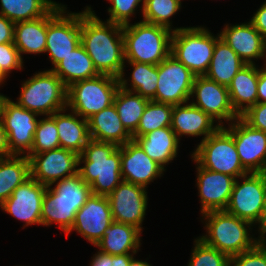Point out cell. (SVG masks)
Masks as SVG:
<instances>
[{"mask_svg":"<svg viewBox=\"0 0 266 266\" xmlns=\"http://www.w3.org/2000/svg\"><path fill=\"white\" fill-rule=\"evenodd\" d=\"M81 44L99 74L124 75L123 26L101 21L91 7L80 13Z\"/></svg>","mask_w":266,"mask_h":266,"instance_id":"1","label":"cell"},{"mask_svg":"<svg viewBox=\"0 0 266 266\" xmlns=\"http://www.w3.org/2000/svg\"><path fill=\"white\" fill-rule=\"evenodd\" d=\"M78 168L81 178L91 187L92 194L108 196L122 181L121 146L90 139L81 155Z\"/></svg>","mask_w":266,"mask_h":266,"instance_id":"2","label":"cell"},{"mask_svg":"<svg viewBox=\"0 0 266 266\" xmlns=\"http://www.w3.org/2000/svg\"><path fill=\"white\" fill-rule=\"evenodd\" d=\"M172 30L166 27L140 21L123 26L126 62L158 65L171 52Z\"/></svg>","mask_w":266,"mask_h":266,"instance_id":"3","label":"cell"},{"mask_svg":"<svg viewBox=\"0 0 266 266\" xmlns=\"http://www.w3.org/2000/svg\"><path fill=\"white\" fill-rule=\"evenodd\" d=\"M202 215L206 218L205 227L208 236L206 234L199 239L229 257L241 254L259 242V239L249 235L248 231L253 226L249 221L229 214L225 210L209 211Z\"/></svg>","mask_w":266,"mask_h":266,"instance_id":"4","label":"cell"},{"mask_svg":"<svg viewBox=\"0 0 266 266\" xmlns=\"http://www.w3.org/2000/svg\"><path fill=\"white\" fill-rule=\"evenodd\" d=\"M68 88L52 70L38 72L21 87L19 106L37 115H52L67 109Z\"/></svg>","mask_w":266,"mask_h":266,"instance_id":"5","label":"cell"},{"mask_svg":"<svg viewBox=\"0 0 266 266\" xmlns=\"http://www.w3.org/2000/svg\"><path fill=\"white\" fill-rule=\"evenodd\" d=\"M204 27L176 28L171 37V52L195 76H204L209 68L216 41Z\"/></svg>","mask_w":266,"mask_h":266,"instance_id":"6","label":"cell"},{"mask_svg":"<svg viewBox=\"0 0 266 266\" xmlns=\"http://www.w3.org/2000/svg\"><path fill=\"white\" fill-rule=\"evenodd\" d=\"M119 87L118 78L106 74L78 81L68 87L67 108L87 120L113 104Z\"/></svg>","mask_w":266,"mask_h":266,"instance_id":"7","label":"cell"},{"mask_svg":"<svg viewBox=\"0 0 266 266\" xmlns=\"http://www.w3.org/2000/svg\"><path fill=\"white\" fill-rule=\"evenodd\" d=\"M191 156L201 167L235 179L248 174L241 164L233 137L223 127L201 141Z\"/></svg>","mask_w":266,"mask_h":266,"instance_id":"8","label":"cell"},{"mask_svg":"<svg viewBox=\"0 0 266 266\" xmlns=\"http://www.w3.org/2000/svg\"><path fill=\"white\" fill-rule=\"evenodd\" d=\"M65 10V5L57 3L47 13L45 52L54 66L81 44L80 13L66 14Z\"/></svg>","mask_w":266,"mask_h":266,"instance_id":"9","label":"cell"},{"mask_svg":"<svg viewBox=\"0 0 266 266\" xmlns=\"http://www.w3.org/2000/svg\"><path fill=\"white\" fill-rule=\"evenodd\" d=\"M240 184L235 179L226 212L252 224L259 223L261 232V217L266 190V173H248L241 177Z\"/></svg>","mask_w":266,"mask_h":266,"instance_id":"10","label":"cell"},{"mask_svg":"<svg viewBox=\"0 0 266 266\" xmlns=\"http://www.w3.org/2000/svg\"><path fill=\"white\" fill-rule=\"evenodd\" d=\"M195 75L171 54L158 64V81L153 101L171 105L188 102Z\"/></svg>","mask_w":266,"mask_h":266,"instance_id":"11","label":"cell"},{"mask_svg":"<svg viewBox=\"0 0 266 266\" xmlns=\"http://www.w3.org/2000/svg\"><path fill=\"white\" fill-rule=\"evenodd\" d=\"M39 116L6 97L3 100L0 117L7 132L12 155H28L31 152Z\"/></svg>","mask_w":266,"mask_h":266,"instance_id":"12","label":"cell"},{"mask_svg":"<svg viewBox=\"0 0 266 266\" xmlns=\"http://www.w3.org/2000/svg\"><path fill=\"white\" fill-rule=\"evenodd\" d=\"M26 156L30 163V177L45 186L78 173L79 155L62 147Z\"/></svg>","mask_w":266,"mask_h":266,"instance_id":"13","label":"cell"},{"mask_svg":"<svg viewBox=\"0 0 266 266\" xmlns=\"http://www.w3.org/2000/svg\"><path fill=\"white\" fill-rule=\"evenodd\" d=\"M229 128L243 168L248 173L266 172V132L250 127L240 117Z\"/></svg>","mask_w":266,"mask_h":266,"instance_id":"14","label":"cell"},{"mask_svg":"<svg viewBox=\"0 0 266 266\" xmlns=\"http://www.w3.org/2000/svg\"><path fill=\"white\" fill-rule=\"evenodd\" d=\"M107 198L113 221L132 225L142 231L148 201L146 188L122 181Z\"/></svg>","mask_w":266,"mask_h":266,"instance_id":"15","label":"cell"},{"mask_svg":"<svg viewBox=\"0 0 266 266\" xmlns=\"http://www.w3.org/2000/svg\"><path fill=\"white\" fill-rule=\"evenodd\" d=\"M191 96L196 97V102L193 101L191 104L202 109L213 120L216 121L217 118L221 127L222 120L232 123L240 117L231 105L228 87L205 76H195Z\"/></svg>","mask_w":266,"mask_h":266,"instance_id":"16","label":"cell"},{"mask_svg":"<svg viewBox=\"0 0 266 266\" xmlns=\"http://www.w3.org/2000/svg\"><path fill=\"white\" fill-rule=\"evenodd\" d=\"M112 222V212L107 196L92 194L77 211L73 226L66 235L76 230L96 246Z\"/></svg>","mask_w":266,"mask_h":266,"instance_id":"17","label":"cell"},{"mask_svg":"<svg viewBox=\"0 0 266 266\" xmlns=\"http://www.w3.org/2000/svg\"><path fill=\"white\" fill-rule=\"evenodd\" d=\"M46 188L47 186L30 177L19 185L0 207L16 219L25 222L26 226L42 225L41 209Z\"/></svg>","mask_w":266,"mask_h":266,"instance_id":"18","label":"cell"},{"mask_svg":"<svg viewBox=\"0 0 266 266\" xmlns=\"http://www.w3.org/2000/svg\"><path fill=\"white\" fill-rule=\"evenodd\" d=\"M120 167L123 181L144 188L153 182V179L161 177L165 171V168L152 160L134 140L121 146Z\"/></svg>","mask_w":266,"mask_h":266,"instance_id":"19","label":"cell"},{"mask_svg":"<svg viewBox=\"0 0 266 266\" xmlns=\"http://www.w3.org/2000/svg\"><path fill=\"white\" fill-rule=\"evenodd\" d=\"M197 186L201 213L225 210L230 200L235 178L203 168L197 163Z\"/></svg>","mask_w":266,"mask_h":266,"instance_id":"20","label":"cell"},{"mask_svg":"<svg viewBox=\"0 0 266 266\" xmlns=\"http://www.w3.org/2000/svg\"><path fill=\"white\" fill-rule=\"evenodd\" d=\"M219 35L246 64H254L252 60L266 58V39L250 21L240 25H226Z\"/></svg>","mask_w":266,"mask_h":266,"instance_id":"21","label":"cell"},{"mask_svg":"<svg viewBox=\"0 0 266 266\" xmlns=\"http://www.w3.org/2000/svg\"><path fill=\"white\" fill-rule=\"evenodd\" d=\"M190 104L173 105L171 129L175 132L178 139L180 136H200L204 135L201 141L209 135L214 134L221 126L214 125V121L202 109Z\"/></svg>","mask_w":266,"mask_h":266,"instance_id":"22","label":"cell"},{"mask_svg":"<svg viewBox=\"0 0 266 266\" xmlns=\"http://www.w3.org/2000/svg\"><path fill=\"white\" fill-rule=\"evenodd\" d=\"M88 121L90 139L122 146L132 141V135L123 126L117 110L111 106L95 113Z\"/></svg>","mask_w":266,"mask_h":266,"instance_id":"23","label":"cell"},{"mask_svg":"<svg viewBox=\"0 0 266 266\" xmlns=\"http://www.w3.org/2000/svg\"><path fill=\"white\" fill-rule=\"evenodd\" d=\"M259 69L254 64L244 65L228 86L230 102L240 116L257 103Z\"/></svg>","mask_w":266,"mask_h":266,"instance_id":"24","label":"cell"},{"mask_svg":"<svg viewBox=\"0 0 266 266\" xmlns=\"http://www.w3.org/2000/svg\"><path fill=\"white\" fill-rule=\"evenodd\" d=\"M142 232L128 224L113 221L96 244L99 251L110 255L136 254L140 247Z\"/></svg>","mask_w":266,"mask_h":266,"instance_id":"25","label":"cell"},{"mask_svg":"<svg viewBox=\"0 0 266 266\" xmlns=\"http://www.w3.org/2000/svg\"><path fill=\"white\" fill-rule=\"evenodd\" d=\"M134 141L163 168L176 157L179 147V139L171 127L156 129Z\"/></svg>","mask_w":266,"mask_h":266,"instance_id":"26","label":"cell"},{"mask_svg":"<svg viewBox=\"0 0 266 266\" xmlns=\"http://www.w3.org/2000/svg\"><path fill=\"white\" fill-rule=\"evenodd\" d=\"M63 111L55 112V122L58 129L60 147L81 155L84 147L90 140L88 121L74 112L61 114Z\"/></svg>","mask_w":266,"mask_h":266,"instance_id":"27","label":"cell"},{"mask_svg":"<svg viewBox=\"0 0 266 266\" xmlns=\"http://www.w3.org/2000/svg\"><path fill=\"white\" fill-rule=\"evenodd\" d=\"M246 63L221 38L215 43L206 78L228 87L233 77Z\"/></svg>","mask_w":266,"mask_h":266,"instance_id":"28","label":"cell"},{"mask_svg":"<svg viewBox=\"0 0 266 266\" xmlns=\"http://www.w3.org/2000/svg\"><path fill=\"white\" fill-rule=\"evenodd\" d=\"M68 88L70 85L99 75L82 44L71 51L52 69Z\"/></svg>","mask_w":266,"mask_h":266,"instance_id":"29","label":"cell"},{"mask_svg":"<svg viewBox=\"0 0 266 266\" xmlns=\"http://www.w3.org/2000/svg\"><path fill=\"white\" fill-rule=\"evenodd\" d=\"M85 203H67L59 199V195L47 186L41 209L42 225L50 226L52 223H59V227L67 233L75 221L77 211Z\"/></svg>","mask_w":266,"mask_h":266,"instance_id":"30","label":"cell"},{"mask_svg":"<svg viewBox=\"0 0 266 266\" xmlns=\"http://www.w3.org/2000/svg\"><path fill=\"white\" fill-rule=\"evenodd\" d=\"M47 14L38 19L21 21L14 26V45L22 53L40 54L46 50Z\"/></svg>","mask_w":266,"mask_h":266,"instance_id":"31","label":"cell"},{"mask_svg":"<svg viewBox=\"0 0 266 266\" xmlns=\"http://www.w3.org/2000/svg\"><path fill=\"white\" fill-rule=\"evenodd\" d=\"M29 178L30 163L26 155L0 158V205Z\"/></svg>","mask_w":266,"mask_h":266,"instance_id":"32","label":"cell"},{"mask_svg":"<svg viewBox=\"0 0 266 266\" xmlns=\"http://www.w3.org/2000/svg\"><path fill=\"white\" fill-rule=\"evenodd\" d=\"M149 101L135 92L118 88L113 104L123 126L131 135L136 131Z\"/></svg>","mask_w":266,"mask_h":266,"instance_id":"33","label":"cell"},{"mask_svg":"<svg viewBox=\"0 0 266 266\" xmlns=\"http://www.w3.org/2000/svg\"><path fill=\"white\" fill-rule=\"evenodd\" d=\"M0 15L13 23L45 16L57 3L52 0H0Z\"/></svg>","mask_w":266,"mask_h":266,"instance_id":"34","label":"cell"},{"mask_svg":"<svg viewBox=\"0 0 266 266\" xmlns=\"http://www.w3.org/2000/svg\"><path fill=\"white\" fill-rule=\"evenodd\" d=\"M133 66L131 74V89L123 75L118 78L119 86L125 90L135 92L148 100H152L156 94L158 81V65L148 63L129 62Z\"/></svg>","mask_w":266,"mask_h":266,"instance_id":"35","label":"cell"},{"mask_svg":"<svg viewBox=\"0 0 266 266\" xmlns=\"http://www.w3.org/2000/svg\"><path fill=\"white\" fill-rule=\"evenodd\" d=\"M173 105L150 100L140 119L132 139L141 137L146 133L171 126Z\"/></svg>","mask_w":266,"mask_h":266,"instance_id":"36","label":"cell"},{"mask_svg":"<svg viewBox=\"0 0 266 266\" xmlns=\"http://www.w3.org/2000/svg\"><path fill=\"white\" fill-rule=\"evenodd\" d=\"M181 7V0H144L142 4L143 21L171 29L170 17Z\"/></svg>","mask_w":266,"mask_h":266,"instance_id":"37","label":"cell"},{"mask_svg":"<svg viewBox=\"0 0 266 266\" xmlns=\"http://www.w3.org/2000/svg\"><path fill=\"white\" fill-rule=\"evenodd\" d=\"M56 182L52 190L59 195L60 200L67 203H86L92 195L90 185L81 178L79 173Z\"/></svg>","mask_w":266,"mask_h":266,"instance_id":"38","label":"cell"},{"mask_svg":"<svg viewBox=\"0 0 266 266\" xmlns=\"http://www.w3.org/2000/svg\"><path fill=\"white\" fill-rule=\"evenodd\" d=\"M60 147L58 129L55 122V113L38 121L31 152L37 154Z\"/></svg>","mask_w":266,"mask_h":266,"instance_id":"39","label":"cell"},{"mask_svg":"<svg viewBox=\"0 0 266 266\" xmlns=\"http://www.w3.org/2000/svg\"><path fill=\"white\" fill-rule=\"evenodd\" d=\"M194 242L195 247L188 266H228V255L206 245L201 239Z\"/></svg>","mask_w":266,"mask_h":266,"instance_id":"40","label":"cell"},{"mask_svg":"<svg viewBox=\"0 0 266 266\" xmlns=\"http://www.w3.org/2000/svg\"><path fill=\"white\" fill-rule=\"evenodd\" d=\"M111 7L108 8V22L119 24L121 26L129 24L130 17L134 14L137 6L144 0H108Z\"/></svg>","mask_w":266,"mask_h":266,"instance_id":"41","label":"cell"},{"mask_svg":"<svg viewBox=\"0 0 266 266\" xmlns=\"http://www.w3.org/2000/svg\"><path fill=\"white\" fill-rule=\"evenodd\" d=\"M228 266H266V249L258 242L253 248L231 256Z\"/></svg>","mask_w":266,"mask_h":266,"instance_id":"42","label":"cell"},{"mask_svg":"<svg viewBox=\"0 0 266 266\" xmlns=\"http://www.w3.org/2000/svg\"><path fill=\"white\" fill-rule=\"evenodd\" d=\"M23 59L14 42L0 44V72L7 78L13 69L23 68Z\"/></svg>","mask_w":266,"mask_h":266,"instance_id":"43","label":"cell"},{"mask_svg":"<svg viewBox=\"0 0 266 266\" xmlns=\"http://www.w3.org/2000/svg\"><path fill=\"white\" fill-rule=\"evenodd\" d=\"M240 118L250 127L266 132V103H256L240 115Z\"/></svg>","mask_w":266,"mask_h":266,"instance_id":"44","label":"cell"},{"mask_svg":"<svg viewBox=\"0 0 266 266\" xmlns=\"http://www.w3.org/2000/svg\"><path fill=\"white\" fill-rule=\"evenodd\" d=\"M94 256L90 266H128L134 254L110 255L98 251Z\"/></svg>","mask_w":266,"mask_h":266,"instance_id":"45","label":"cell"},{"mask_svg":"<svg viewBox=\"0 0 266 266\" xmlns=\"http://www.w3.org/2000/svg\"><path fill=\"white\" fill-rule=\"evenodd\" d=\"M14 26L15 23L0 15V44L14 42Z\"/></svg>","mask_w":266,"mask_h":266,"instance_id":"46","label":"cell"},{"mask_svg":"<svg viewBox=\"0 0 266 266\" xmlns=\"http://www.w3.org/2000/svg\"><path fill=\"white\" fill-rule=\"evenodd\" d=\"M250 22L266 39V2L256 11Z\"/></svg>","mask_w":266,"mask_h":266,"instance_id":"47","label":"cell"},{"mask_svg":"<svg viewBox=\"0 0 266 266\" xmlns=\"http://www.w3.org/2000/svg\"><path fill=\"white\" fill-rule=\"evenodd\" d=\"M259 69V78L257 85V103H266V64Z\"/></svg>","mask_w":266,"mask_h":266,"instance_id":"48","label":"cell"},{"mask_svg":"<svg viewBox=\"0 0 266 266\" xmlns=\"http://www.w3.org/2000/svg\"><path fill=\"white\" fill-rule=\"evenodd\" d=\"M10 156L13 155L10 153L7 132L4 129V125L0 117V158H6Z\"/></svg>","mask_w":266,"mask_h":266,"instance_id":"49","label":"cell"},{"mask_svg":"<svg viewBox=\"0 0 266 266\" xmlns=\"http://www.w3.org/2000/svg\"><path fill=\"white\" fill-rule=\"evenodd\" d=\"M266 230V190L264 193L262 217H261V232Z\"/></svg>","mask_w":266,"mask_h":266,"instance_id":"50","label":"cell"},{"mask_svg":"<svg viewBox=\"0 0 266 266\" xmlns=\"http://www.w3.org/2000/svg\"><path fill=\"white\" fill-rule=\"evenodd\" d=\"M128 266H151V265L147 263L146 261H142V260L139 261V260L132 258Z\"/></svg>","mask_w":266,"mask_h":266,"instance_id":"51","label":"cell"},{"mask_svg":"<svg viewBox=\"0 0 266 266\" xmlns=\"http://www.w3.org/2000/svg\"><path fill=\"white\" fill-rule=\"evenodd\" d=\"M265 233H260L259 243L266 249V238Z\"/></svg>","mask_w":266,"mask_h":266,"instance_id":"52","label":"cell"},{"mask_svg":"<svg viewBox=\"0 0 266 266\" xmlns=\"http://www.w3.org/2000/svg\"><path fill=\"white\" fill-rule=\"evenodd\" d=\"M5 98L6 96L0 94V113H1L2 103Z\"/></svg>","mask_w":266,"mask_h":266,"instance_id":"53","label":"cell"},{"mask_svg":"<svg viewBox=\"0 0 266 266\" xmlns=\"http://www.w3.org/2000/svg\"><path fill=\"white\" fill-rule=\"evenodd\" d=\"M5 78L6 77L0 72V84L3 83V81H4Z\"/></svg>","mask_w":266,"mask_h":266,"instance_id":"54","label":"cell"}]
</instances>
